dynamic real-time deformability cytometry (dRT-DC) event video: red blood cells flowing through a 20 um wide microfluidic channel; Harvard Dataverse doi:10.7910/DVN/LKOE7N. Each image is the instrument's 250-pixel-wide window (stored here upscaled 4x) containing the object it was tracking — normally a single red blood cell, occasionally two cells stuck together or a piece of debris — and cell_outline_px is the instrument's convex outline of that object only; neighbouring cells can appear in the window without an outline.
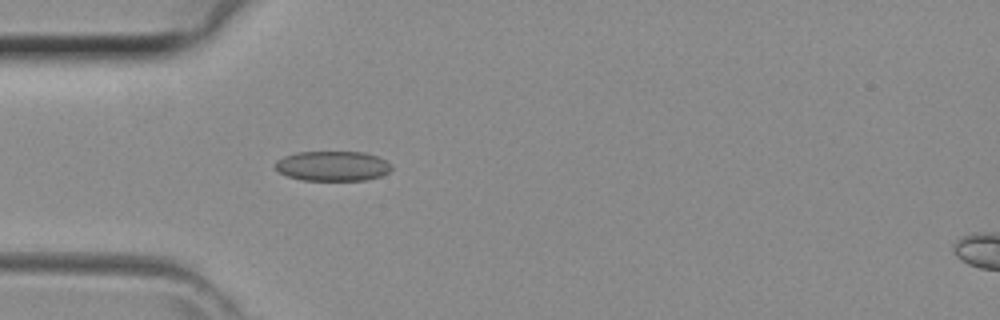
{"species": "common noctule bat (a hibernating species)", "species_latin": "Nyctalus noctula", "temperature_condition": "room temperature", "stored_images_in_passage": 41, "camera_frame_rate_fps": 3000, "um_per_image_px": 0.085, "animal": {"sex": "female", "body_mass_g": 29.2, "forearm_length_mm": 56.3}, "frame": {"image": 1, "passage_image": 11, "time_ms": 3.333, "image_size_px": [1000, 320], "cell_outline_px": [[392, 168], [388, 172], [380, 176], [368, 180], [304, 180], [288, 176], [280, 172], [272, 164], [276, 160], [284, 156], [296, 152], [364, 152], [376, 156], [392, 164]], "centroid_in_image_um": [28.26, 14.11], "position_along_channel_um": 56.7, "area_um2": 20.29}}
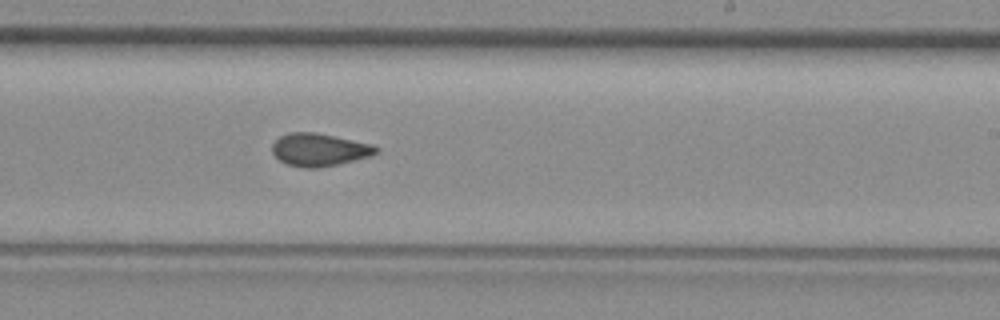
{"frame": {"image": 2, "passage_image": 24, "time_ms": 7.667, "image_size_px": [1000, 320], "cell_outline_px": [[380, 152], [372, 156], [320, 168], [304, 168], [288, 164], [280, 160], [272, 152], [272, 144], [280, 136], [288, 132], [316, 132], [336, 136], [372, 144], [380, 148]], "centroid_in_image_um": [27.18, 12.72], "position_along_channel_um": 261.8, "area_um2": 20.0}}
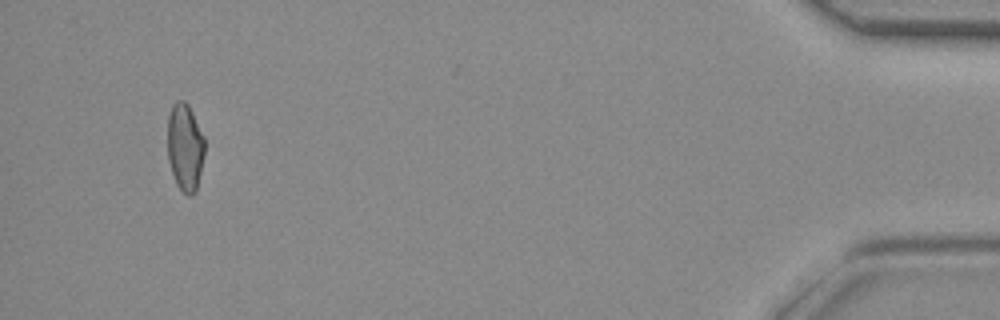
{"frame": {"image": 3, "passage_image": 39, "time_ms": 12.667, "image_size_px": [1000, 320], "cell_outline_px": [[204, 156], [196, 192], [192, 196], [188, 196], [176, 184], [168, 160], [168, 116], [172, 104], [176, 100], [184, 100], [188, 104], [204, 136]], "centroid_in_image_um": [15.73, 12.5], "position_along_channel_um": 419.5, "area_um2": 19.02}}